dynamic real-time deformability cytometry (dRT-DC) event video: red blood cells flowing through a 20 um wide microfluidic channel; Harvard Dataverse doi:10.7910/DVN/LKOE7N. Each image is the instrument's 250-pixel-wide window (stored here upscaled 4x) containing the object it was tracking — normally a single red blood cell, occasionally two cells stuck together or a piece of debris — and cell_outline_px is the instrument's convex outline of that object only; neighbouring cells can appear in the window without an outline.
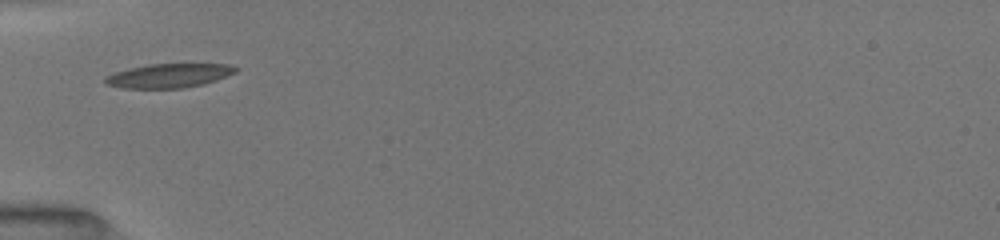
{"species": "common noctule bat (a hibernating species)", "species_latin": "Nyctalus noctula", "temperature_condition": "room temperature", "stored_images_in_passage": 29, "camera_frame_rate_fps": 3000, "um_per_image_px": 0.085, "animal": {"sex": "female", "body_mass_g": 19.5, "forearm_length_mm": 54.1}, "frame": {"image": 1, "passage_image": 1, "time_ms": 0.0, "image_size_px": [1000, 240], "cell_outline_px": [[240, 68], [236, 72], [216, 80], [204, 84], [184, 88], [120, 88], [104, 84], [104, 76], [128, 68], [148, 64], [228, 64]], "centroid_in_image_um": [14.33, 6.43], "position_along_channel_um": 70.7, "area_um2": 18.44}}
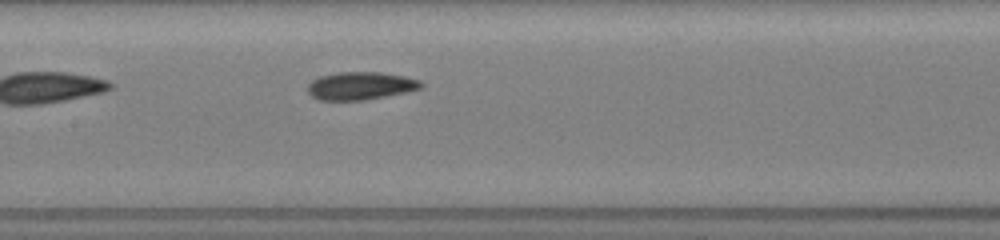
{"frame": {"image": 2, "passage_image": 11, "time_ms": 2.667, "image_size_px": [1000, 240], "cell_outline_px": [[424, 88], [364, 100], [320, 100], [312, 96], [308, 92], [308, 84], [312, 80], [320, 76], [340, 72], [380, 72], [404, 76], [420, 80], [424, 84]], "centroid_in_image_um": [30.66, 7.29], "position_along_channel_um": 176.7, "area_um2": 18.32}}
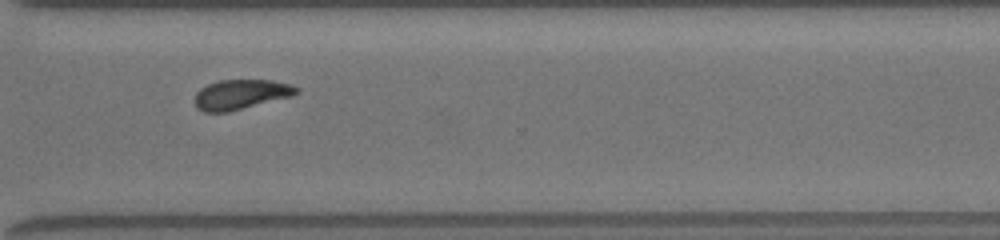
{"frame": {"image": 3, "passage_image": 28, "time_ms": 7.0, "image_size_px": [1000, 240], "cell_outline_px": [[300, 92], [292, 96], [228, 112], [204, 112], [196, 108], [196, 92], [200, 88], [208, 84], [220, 80], [272, 80], [292, 84], [300, 88]], "centroid_in_image_um": [20.51, 8.02], "position_along_channel_um": 350.1, "area_um2": 17.74}}